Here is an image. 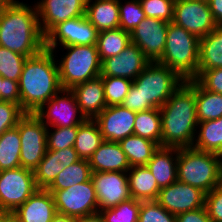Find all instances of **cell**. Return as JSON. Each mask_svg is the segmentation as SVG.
Wrapping results in <instances>:
<instances>
[{
    "mask_svg": "<svg viewBox=\"0 0 222 222\" xmlns=\"http://www.w3.org/2000/svg\"><path fill=\"white\" fill-rule=\"evenodd\" d=\"M162 147H192L198 126L195 79L185 81L160 108Z\"/></svg>",
    "mask_w": 222,
    "mask_h": 222,
    "instance_id": "6da1fadb",
    "label": "cell"
},
{
    "mask_svg": "<svg viewBox=\"0 0 222 222\" xmlns=\"http://www.w3.org/2000/svg\"><path fill=\"white\" fill-rule=\"evenodd\" d=\"M0 46L26 57L45 48L36 5L15 0L0 9Z\"/></svg>",
    "mask_w": 222,
    "mask_h": 222,
    "instance_id": "7a4b0ae2",
    "label": "cell"
},
{
    "mask_svg": "<svg viewBox=\"0 0 222 222\" xmlns=\"http://www.w3.org/2000/svg\"><path fill=\"white\" fill-rule=\"evenodd\" d=\"M55 57L53 51L44 48L24 62L18 83L20 106L26 113H35L63 89L59 79V61Z\"/></svg>",
    "mask_w": 222,
    "mask_h": 222,
    "instance_id": "3957f363",
    "label": "cell"
},
{
    "mask_svg": "<svg viewBox=\"0 0 222 222\" xmlns=\"http://www.w3.org/2000/svg\"><path fill=\"white\" fill-rule=\"evenodd\" d=\"M184 82L167 66L150 62L133 80L121 105L134 112L160 109Z\"/></svg>",
    "mask_w": 222,
    "mask_h": 222,
    "instance_id": "277c9868",
    "label": "cell"
},
{
    "mask_svg": "<svg viewBox=\"0 0 222 222\" xmlns=\"http://www.w3.org/2000/svg\"><path fill=\"white\" fill-rule=\"evenodd\" d=\"M177 172L178 181L208 193L222 183V156L193 147L178 148Z\"/></svg>",
    "mask_w": 222,
    "mask_h": 222,
    "instance_id": "5b68a950",
    "label": "cell"
},
{
    "mask_svg": "<svg viewBox=\"0 0 222 222\" xmlns=\"http://www.w3.org/2000/svg\"><path fill=\"white\" fill-rule=\"evenodd\" d=\"M200 39L170 22L166 44L158 63L175 71L185 81L194 80L198 72Z\"/></svg>",
    "mask_w": 222,
    "mask_h": 222,
    "instance_id": "8992f818",
    "label": "cell"
},
{
    "mask_svg": "<svg viewBox=\"0 0 222 222\" xmlns=\"http://www.w3.org/2000/svg\"><path fill=\"white\" fill-rule=\"evenodd\" d=\"M67 53L58 65L59 79L63 89L95 79L101 73V60L96 45L62 46Z\"/></svg>",
    "mask_w": 222,
    "mask_h": 222,
    "instance_id": "52a82bcc",
    "label": "cell"
},
{
    "mask_svg": "<svg viewBox=\"0 0 222 222\" xmlns=\"http://www.w3.org/2000/svg\"><path fill=\"white\" fill-rule=\"evenodd\" d=\"M37 189L30 169L19 167L0 171V211L12 214Z\"/></svg>",
    "mask_w": 222,
    "mask_h": 222,
    "instance_id": "ba28073f",
    "label": "cell"
},
{
    "mask_svg": "<svg viewBox=\"0 0 222 222\" xmlns=\"http://www.w3.org/2000/svg\"><path fill=\"white\" fill-rule=\"evenodd\" d=\"M47 128L34 113H26L19 120L21 167L33 171L41 162L47 151Z\"/></svg>",
    "mask_w": 222,
    "mask_h": 222,
    "instance_id": "9c48e42d",
    "label": "cell"
},
{
    "mask_svg": "<svg viewBox=\"0 0 222 222\" xmlns=\"http://www.w3.org/2000/svg\"><path fill=\"white\" fill-rule=\"evenodd\" d=\"M34 114L46 127L78 126L86 120L80 111L74 93L70 89H62Z\"/></svg>",
    "mask_w": 222,
    "mask_h": 222,
    "instance_id": "30bf717a",
    "label": "cell"
},
{
    "mask_svg": "<svg viewBox=\"0 0 222 222\" xmlns=\"http://www.w3.org/2000/svg\"><path fill=\"white\" fill-rule=\"evenodd\" d=\"M53 194L57 213L81 218L99 212L96 191L92 180L73 185Z\"/></svg>",
    "mask_w": 222,
    "mask_h": 222,
    "instance_id": "8fae6325",
    "label": "cell"
},
{
    "mask_svg": "<svg viewBox=\"0 0 222 222\" xmlns=\"http://www.w3.org/2000/svg\"><path fill=\"white\" fill-rule=\"evenodd\" d=\"M98 34L99 31L83 15L56 25L45 36V49L55 53L59 44L61 46L96 45Z\"/></svg>",
    "mask_w": 222,
    "mask_h": 222,
    "instance_id": "7c38bea8",
    "label": "cell"
},
{
    "mask_svg": "<svg viewBox=\"0 0 222 222\" xmlns=\"http://www.w3.org/2000/svg\"><path fill=\"white\" fill-rule=\"evenodd\" d=\"M172 22L199 39L217 27L209 3L199 0H175Z\"/></svg>",
    "mask_w": 222,
    "mask_h": 222,
    "instance_id": "4fadbf2b",
    "label": "cell"
},
{
    "mask_svg": "<svg viewBox=\"0 0 222 222\" xmlns=\"http://www.w3.org/2000/svg\"><path fill=\"white\" fill-rule=\"evenodd\" d=\"M168 25L166 21L146 17L130 33L131 42L150 62H158L163 55Z\"/></svg>",
    "mask_w": 222,
    "mask_h": 222,
    "instance_id": "5bb4252c",
    "label": "cell"
},
{
    "mask_svg": "<svg viewBox=\"0 0 222 222\" xmlns=\"http://www.w3.org/2000/svg\"><path fill=\"white\" fill-rule=\"evenodd\" d=\"M99 211L131 199L127 172H92Z\"/></svg>",
    "mask_w": 222,
    "mask_h": 222,
    "instance_id": "9a60e30c",
    "label": "cell"
},
{
    "mask_svg": "<svg viewBox=\"0 0 222 222\" xmlns=\"http://www.w3.org/2000/svg\"><path fill=\"white\" fill-rule=\"evenodd\" d=\"M205 195L201 189L177 180L161 188L156 201L171 214L178 215L205 207Z\"/></svg>",
    "mask_w": 222,
    "mask_h": 222,
    "instance_id": "2e32d148",
    "label": "cell"
},
{
    "mask_svg": "<svg viewBox=\"0 0 222 222\" xmlns=\"http://www.w3.org/2000/svg\"><path fill=\"white\" fill-rule=\"evenodd\" d=\"M86 4L87 0H39L35 5L43 36L59 23L85 15Z\"/></svg>",
    "mask_w": 222,
    "mask_h": 222,
    "instance_id": "e0dca14e",
    "label": "cell"
},
{
    "mask_svg": "<svg viewBox=\"0 0 222 222\" xmlns=\"http://www.w3.org/2000/svg\"><path fill=\"white\" fill-rule=\"evenodd\" d=\"M136 112L122 105L107 106L94 120L103 140L119 142L134 134Z\"/></svg>",
    "mask_w": 222,
    "mask_h": 222,
    "instance_id": "ac0fdd59",
    "label": "cell"
},
{
    "mask_svg": "<svg viewBox=\"0 0 222 222\" xmlns=\"http://www.w3.org/2000/svg\"><path fill=\"white\" fill-rule=\"evenodd\" d=\"M149 63L144 53L131 42L119 55L102 61L100 76L121 77L133 81Z\"/></svg>",
    "mask_w": 222,
    "mask_h": 222,
    "instance_id": "d6986e66",
    "label": "cell"
},
{
    "mask_svg": "<svg viewBox=\"0 0 222 222\" xmlns=\"http://www.w3.org/2000/svg\"><path fill=\"white\" fill-rule=\"evenodd\" d=\"M79 160L74 147L57 151L47 150L41 162L33 170L37 187L46 189L64 168Z\"/></svg>",
    "mask_w": 222,
    "mask_h": 222,
    "instance_id": "ffe728a7",
    "label": "cell"
},
{
    "mask_svg": "<svg viewBox=\"0 0 222 222\" xmlns=\"http://www.w3.org/2000/svg\"><path fill=\"white\" fill-rule=\"evenodd\" d=\"M57 214L53 194L47 189H37L12 215L20 222H51Z\"/></svg>",
    "mask_w": 222,
    "mask_h": 222,
    "instance_id": "44dd1931",
    "label": "cell"
},
{
    "mask_svg": "<svg viewBox=\"0 0 222 222\" xmlns=\"http://www.w3.org/2000/svg\"><path fill=\"white\" fill-rule=\"evenodd\" d=\"M70 90L74 93L80 111L86 119H95L107 107L100 76L75 85Z\"/></svg>",
    "mask_w": 222,
    "mask_h": 222,
    "instance_id": "7402d4cb",
    "label": "cell"
},
{
    "mask_svg": "<svg viewBox=\"0 0 222 222\" xmlns=\"http://www.w3.org/2000/svg\"><path fill=\"white\" fill-rule=\"evenodd\" d=\"M92 172H127L131 167L118 142L104 140L88 160Z\"/></svg>",
    "mask_w": 222,
    "mask_h": 222,
    "instance_id": "603a6c76",
    "label": "cell"
},
{
    "mask_svg": "<svg viewBox=\"0 0 222 222\" xmlns=\"http://www.w3.org/2000/svg\"><path fill=\"white\" fill-rule=\"evenodd\" d=\"M178 148L162 147L154 152L146 167L151 171L160 188L177 181Z\"/></svg>",
    "mask_w": 222,
    "mask_h": 222,
    "instance_id": "cb8c5ba5",
    "label": "cell"
},
{
    "mask_svg": "<svg viewBox=\"0 0 222 222\" xmlns=\"http://www.w3.org/2000/svg\"><path fill=\"white\" fill-rule=\"evenodd\" d=\"M86 18L99 31L119 27V0H87Z\"/></svg>",
    "mask_w": 222,
    "mask_h": 222,
    "instance_id": "d4e9b609",
    "label": "cell"
},
{
    "mask_svg": "<svg viewBox=\"0 0 222 222\" xmlns=\"http://www.w3.org/2000/svg\"><path fill=\"white\" fill-rule=\"evenodd\" d=\"M131 197L138 201H155L160 187L146 166H133L127 171Z\"/></svg>",
    "mask_w": 222,
    "mask_h": 222,
    "instance_id": "484cf974",
    "label": "cell"
},
{
    "mask_svg": "<svg viewBox=\"0 0 222 222\" xmlns=\"http://www.w3.org/2000/svg\"><path fill=\"white\" fill-rule=\"evenodd\" d=\"M222 68V26L200 39L198 70Z\"/></svg>",
    "mask_w": 222,
    "mask_h": 222,
    "instance_id": "4316f807",
    "label": "cell"
},
{
    "mask_svg": "<svg viewBox=\"0 0 222 222\" xmlns=\"http://www.w3.org/2000/svg\"><path fill=\"white\" fill-rule=\"evenodd\" d=\"M126 154L130 167L146 166L159 145L147 138L132 134L118 142Z\"/></svg>",
    "mask_w": 222,
    "mask_h": 222,
    "instance_id": "83f0119b",
    "label": "cell"
},
{
    "mask_svg": "<svg viewBox=\"0 0 222 222\" xmlns=\"http://www.w3.org/2000/svg\"><path fill=\"white\" fill-rule=\"evenodd\" d=\"M197 128L199 130L192 147L222 156V117L198 122Z\"/></svg>",
    "mask_w": 222,
    "mask_h": 222,
    "instance_id": "f1b7e54d",
    "label": "cell"
},
{
    "mask_svg": "<svg viewBox=\"0 0 222 222\" xmlns=\"http://www.w3.org/2000/svg\"><path fill=\"white\" fill-rule=\"evenodd\" d=\"M103 141L97 122L94 119H86L78 125L74 149L80 159L89 160Z\"/></svg>",
    "mask_w": 222,
    "mask_h": 222,
    "instance_id": "f546056e",
    "label": "cell"
},
{
    "mask_svg": "<svg viewBox=\"0 0 222 222\" xmlns=\"http://www.w3.org/2000/svg\"><path fill=\"white\" fill-rule=\"evenodd\" d=\"M130 43V32L120 27L99 32L96 46L101 62L119 55Z\"/></svg>",
    "mask_w": 222,
    "mask_h": 222,
    "instance_id": "4dcf8cb0",
    "label": "cell"
},
{
    "mask_svg": "<svg viewBox=\"0 0 222 222\" xmlns=\"http://www.w3.org/2000/svg\"><path fill=\"white\" fill-rule=\"evenodd\" d=\"M92 170L88 160L80 159L64 168L55 180L46 188L48 191L64 190L73 185L91 180Z\"/></svg>",
    "mask_w": 222,
    "mask_h": 222,
    "instance_id": "1f68e13d",
    "label": "cell"
},
{
    "mask_svg": "<svg viewBox=\"0 0 222 222\" xmlns=\"http://www.w3.org/2000/svg\"><path fill=\"white\" fill-rule=\"evenodd\" d=\"M195 97L198 122L222 117V94L204 89L195 80Z\"/></svg>",
    "mask_w": 222,
    "mask_h": 222,
    "instance_id": "d6a6232c",
    "label": "cell"
},
{
    "mask_svg": "<svg viewBox=\"0 0 222 222\" xmlns=\"http://www.w3.org/2000/svg\"><path fill=\"white\" fill-rule=\"evenodd\" d=\"M18 125L0 135V171L21 167Z\"/></svg>",
    "mask_w": 222,
    "mask_h": 222,
    "instance_id": "836d02e7",
    "label": "cell"
},
{
    "mask_svg": "<svg viewBox=\"0 0 222 222\" xmlns=\"http://www.w3.org/2000/svg\"><path fill=\"white\" fill-rule=\"evenodd\" d=\"M134 134L162 146V123L160 109L136 112Z\"/></svg>",
    "mask_w": 222,
    "mask_h": 222,
    "instance_id": "e575fe53",
    "label": "cell"
},
{
    "mask_svg": "<svg viewBox=\"0 0 222 222\" xmlns=\"http://www.w3.org/2000/svg\"><path fill=\"white\" fill-rule=\"evenodd\" d=\"M140 201L133 198L121 202L116 207L100 210L104 222H138Z\"/></svg>",
    "mask_w": 222,
    "mask_h": 222,
    "instance_id": "d590c367",
    "label": "cell"
},
{
    "mask_svg": "<svg viewBox=\"0 0 222 222\" xmlns=\"http://www.w3.org/2000/svg\"><path fill=\"white\" fill-rule=\"evenodd\" d=\"M103 81L104 96L107 106L121 105L127 96L133 81L111 76H100Z\"/></svg>",
    "mask_w": 222,
    "mask_h": 222,
    "instance_id": "8d00e7d4",
    "label": "cell"
},
{
    "mask_svg": "<svg viewBox=\"0 0 222 222\" xmlns=\"http://www.w3.org/2000/svg\"><path fill=\"white\" fill-rule=\"evenodd\" d=\"M26 59V56L0 46V76L19 82Z\"/></svg>",
    "mask_w": 222,
    "mask_h": 222,
    "instance_id": "74e56055",
    "label": "cell"
},
{
    "mask_svg": "<svg viewBox=\"0 0 222 222\" xmlns=\"http://www.w3.org/2000/svg\"><path fill=\"white\" fill-rule=\"evenodd\" d=\"M122 3L119 0V27L131 33L146 16L139 0Z\"/></svg>",
    "mask_w": 222,
    "mask_h": 222,
    "instance_id": "f35d334b",
    "label": "cell"
},
{
    "mask_svg": "<svg viewBox=\"0 0 222 222\" xmlns=\"http://www.w3.org/2000/svg\"><path fill=\"white\" fill-rule=\"evenodd\" d=\"M51 128L54 130L52 131ZM51 128H47V150L57 151L68 147H74L78 126Z\"/></svg>",
    "mask_w": 222,
    "mask_h": 222,
    "instance_id": "ab89813d",
    "label": "cell"
},
{
    "mask_svg": "<svg viewBox=\"0 0 222 222\" xmlns=\"http://www.w3.org/2000/svg\"><path fill=\"white\" fill-rule=\"evenodd\" d=\"M138 222H176V215L171 214L155 201H140Z\"/></svg>",
    "mask_w": 222,
    "mask_h": 222,
    "instance_id": "60d3db41",
    "label": "cell"
},
{
    "mask_svg": "<svg viewBox=\"0 0 222 222\" xmlns=\"http://www.w3.org/2000/svg\"><path fill=\"white\" fill-rule=\"evenodd\" d=\"M146 17L168 23L173 21L175 0H139Z\"/></svg>",
    "mask_w": 222,
    "mask_h": 222,
    "instance_id": "b9f144b4",
    "label": "cell"
},
{
    "mask_svg": "<svg viewBox=\"0 0 222 222\" xmlns=\"http://www.w3.org/2000/svg\"><path fill=\"white\" fill-rule=\"evenodd\" d=\"M26 114L20 105L8 101H0V135L18 125Z\"/></svg>",
    "mask_w": 222,
    "mask_h": 222,
    "instance_id": "7bdbcfd3",
    "label": "cell"
},
{
    "mask_svg": "<svg viewBox=\"0 0 222 222\" xmlns=\"http://www.w3.org/2000/svg\"><path fill=\"white\" fill-rule=\"evenodd\" d=\"M195 80L204 89L222 94V68L198 70Z\"/></svg>",
    "mask_w": 222,
    "mask_h": 222,
    "instance_id": "ee69618b",
    "label": "cell"
},
{
    "mask_svg": "<svg viewBox=\"0 0 222 222\" xmlns=\"http://www.w3.org/2000/svg\"><path fill=\"white\" fill-rule=\"evenodd\" d=\"M205 207L212 222H222V183L206 193Z\"/></svg>",
    "mask_w": 222,
    "mask_h": 222,
    "instance_id": "f6af8a7d",
    "label": "cell"
},
{
    "mask_svg": "<svg viewBox=\"0 0 222 222\" xmlns=\"http://www.w3.org/2000/svg\"><path fill=\"white\" fill-rule=\"evenodd\" d=\"M0 101H8L20 105V90L18 81H13L2 77Z\"/></svg>",
    "mask_w": 222,
    "mask_h": 222,
    "instance_id": "bcb514c9",
    "label": "cell"
},
{
    "mask_svg": "<svg viewBox=\"0 0 222 222\" xmlns=\"http://www.w3.org/2000/svg\"><path fill=\"white\" fill-rule=\"evenodd\" d=\"M176 222H212L206 207L187 211L176 215Z\"/></svg>",
    "mask_w": 222,
    "mask_h": 222,
    "instance_id": "7dc6e473",
    "label": "cell"
},
{
    "mask_svg": "<svg viewBox=\"0 0 222 222\" xmlns=\"http://www.w3.org/2000/svg\"><path fill=\"white\" fill-rule=\"evenodd\" d=\"M209 7L217 26H222V0H210Z\"/></svg>",
    "mask_w": 222,
    "mask_h": 222,
    "instance_id": "c3c4849f",
    "label": "cell"
},
{
    "mask_svg": "<svg viewBox=\"0 0 222 222\" xmlns=\"http://www.w3.org/2000/svg\"><path fill=\"white\" fill-rule=\"evenodd\" d=\"M77 222H104V219L100 212H98L92 215L77 218Z\"/></svg>",
    "mask_w": 222,
    "mask_h": 222,
    "instance_id": "681fc988",
    "label": "cell"
},
{
    "mask_svg": "<svg viewBox=\"0 0 222 222\" xmlns=\"http://www.w3.org/2000/svg\"><path fill=\"white\" fill-rule=\"evenodd\" d=\"M51 222H77V218L57 213Z\"/></svg>",
    "mask_w": 222,
    "mask_h": 222,
    "instance_id": "f907efd6",
    "label": "cell"
},
{
    "mask_svg": "<svg viewBox=\"0 0 222 222\" xmlns=\"http://www.w3.org/2000/svg\"><path fill=\"white\" fill-rule=\"evenodd\" d=\"M11 213L5 212V211H0V222H6V218L10 215Z\"/></svg>",
    "mask_w": 222,
    "mask_h": 222,
    "instance_id": "816d5d0a",
    "label": "cell"
},
{
    "mask_svg": "<svg viewBox=\"0 0 222 222\" xmlns=\"http://www.w3.org/2000/svg\"><path fill=\"white\" fill-rule=\"evenodd\" d=\"M15 0H0V9L6 5L13 3Z\"/></svg>",
    "mask_w": 222,
    "mask_h": 222,
    "instance_id": "f5cc1de1",
    "label": "cell"
},
{
    "mask_svg": "<svg viewBox=\"0 0 222 222\" xmlns=\"http://www.w3.org/2000/svg\"><path fill=\"white\" fill-rule=\"evenodd\" d=\"M6 222H20L15 216H13L12 214H10L7 218H6Z\"/></svg>",
    "mask_w": 222,
    "mask_h": 222,
    "instance_id": "db71d44e",
    "label": "cell"
},
{
    "mask_svg": "<svg viewBox=\"0 0 222 222\" xmlns=\"http://www.w3.org/2000/svg\"><path fill=\"white\" fill-rule=\"evenodd\" d=\"M0 91H2V76H0Z\"/></svg>",
    "mask_w": 222,
    "mask_h": 222,
    "instance_id": "11a10c76",
    "label": "cell"
},
{
    "mask_svg": "<svg viewBox=\"0 0 222 222\" xmlns=\"http://www.w3.org/2000/svg\"><path fill=\"white\" fill-rule=\"evenodd\" d=\"M199 1H203V2H209L210 0H199Z\"/></svg>",
    "mask_w": 222,
    "mask_h": 222,
    "instance_id": "9f6ffc18",
    "label": "cell"
}]
</instances>
